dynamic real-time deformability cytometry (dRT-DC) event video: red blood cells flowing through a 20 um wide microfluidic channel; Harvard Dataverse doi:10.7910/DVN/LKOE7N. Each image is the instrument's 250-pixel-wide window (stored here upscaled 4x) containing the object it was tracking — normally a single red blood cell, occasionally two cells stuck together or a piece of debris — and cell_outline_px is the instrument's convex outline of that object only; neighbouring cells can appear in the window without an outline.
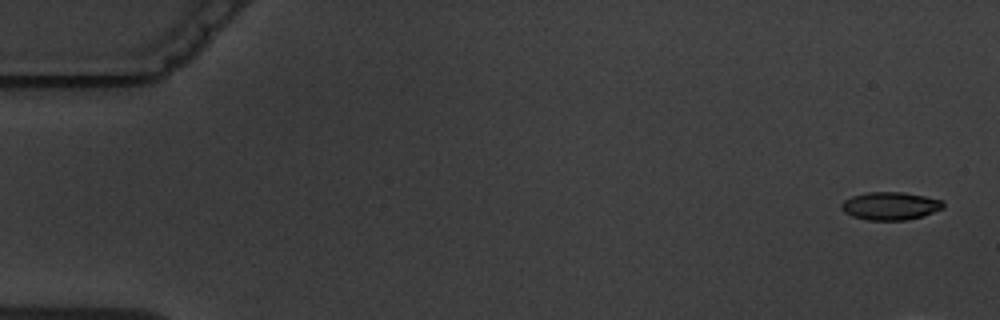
{"species": "common noctule bat (a hibernating species)", "species_latin": "Nyctalus noctula", "temperature_condition": "warm", "stored_images_in_passage": 8, "camera_frame_rate_fps": 3000, "um_per_image_px": 0.085, "animal": {"sex": "male", "body_mass_g": 19.5, "forearm_length_mm": 54.6}, "frame": {"image": 1, "passage_image": 1, "time_ms": 0.0, "image_size_px": [1000, 320], "cell_outline_px": [[944, 208], [924, 216], [908, 220], [868, 220], [852, 216], [844, 212], [840, 208], [840, 204], [844, 200], [852, 196], [868, 192], [904, 192], [944, 200]], "centroid_in_image_um": [75.69, 17.5], "position_along_channel_um": 9.3, "area_um2": 16.76}}
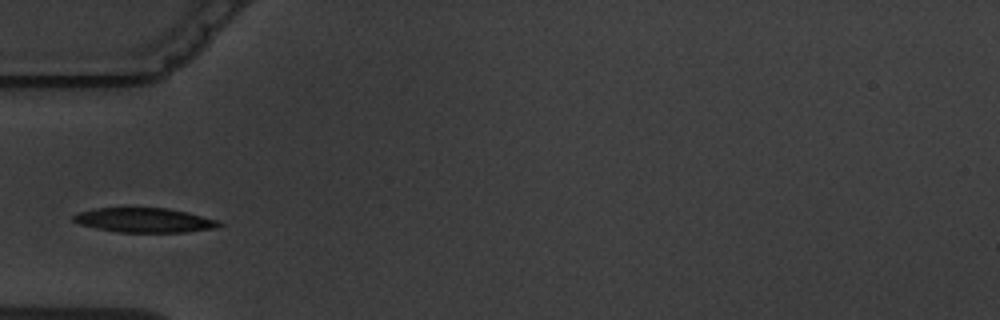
{"frame": {"image": 2, "passage_image": 7, "time_ms": 6.667, "image_size_px": [1000, 320], "cell_outline_px": [[224, 224], [216, 228], [184, 232], [120, 232], [96, 228], [80, 224], [72, 220], [72, 216], [76, 212], [96, 208], [168, 208], [216, 220]], "centroid_in_image_um": [12.22, 18.71], "position_along_channel_um": 72.8, "area_um2": 20.58}}